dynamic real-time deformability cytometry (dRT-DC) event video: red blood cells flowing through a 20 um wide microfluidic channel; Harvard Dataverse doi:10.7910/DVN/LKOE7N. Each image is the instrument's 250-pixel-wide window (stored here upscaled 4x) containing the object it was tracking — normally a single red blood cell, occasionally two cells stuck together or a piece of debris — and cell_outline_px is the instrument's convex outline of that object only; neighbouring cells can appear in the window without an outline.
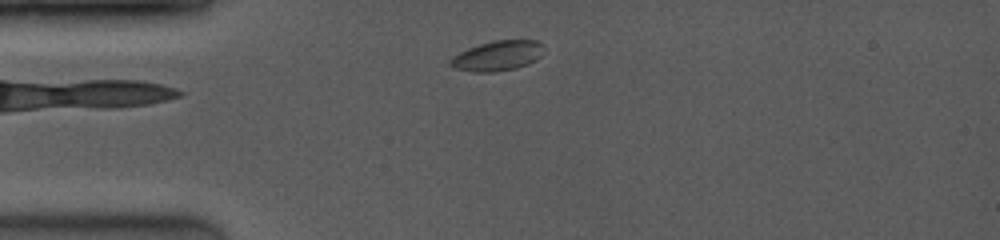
{"species": "common noctule bat (a hibernating species)", "species_latin": "Nyctalus noctula", "temperature_condition": "room temperature", "stored_images_in_passage": 47, "camera_frame_rate_fps": 4000, "um_per_image_px": 0.085, "animal": {"sex": "female", "body_mass_g": 19.0, "forearm_length_mm": 53.3}, "frame": {"image": 1, "passage_image": 1, "time_ms": 0.0, "image_size_px": [1000, 240], "cell_outline_px": [[544, 44], [540, 56], [536, 60], [528, 64], [516, 68], [496, 72], [472, 72], [452, 68], [448, 64], [448, 60], [452, 56], [468, 48], [492, 40], [540, 40]], "centroid_in_image_um": [42.26, 4.74], "position_along_channel_um": 42.7, "area_um2": 16.65}}
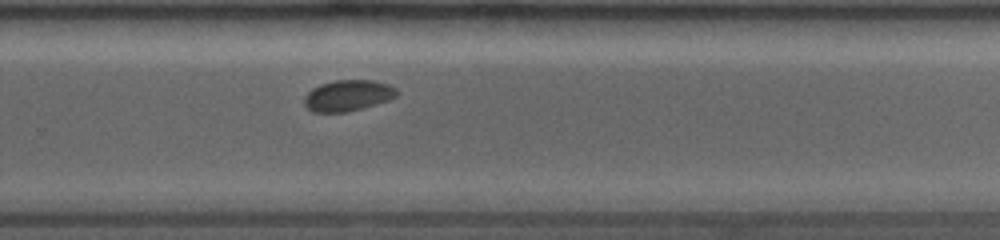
{"frame": {"image": 2, "passage_image": 29, "time_ms": 7.0, "image_size_px": [1000, 240], "cell_outline_px": [[396, 96], [388, 100], [364, 108], [348, 112], [312, 112], [304, 104], [304, 96], [312, 88], [320, 84], [336, 80], [372, 80], [388, 84], [396, 88]], "centroid_in_image_um": [29.55, 8.12], "position_along_channel_um": 300.3, "area_um2": 16.76}}
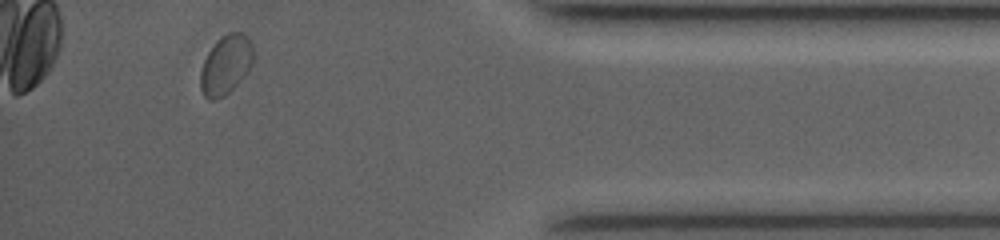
{"frame": {"image": 3, "passage_image": 43, "time_ms": 10.5, "image_size_px": [1000, 240], "cell_outline_px": [[252, 64], [244, 76], [224, 96], [216, 100], [208, 100], [204, 96], [200, 88], [200, 72], [204, 60], [208, 52], [228, 32], [240, 32], [248, 36], [252, 44]], "centroid_in_image_um": [19.18, 5.54], "position_along_channel_um": 416.0, "area_um2": 17.92}, "authors_computed_cell_mechanics": {"area_um2": 16.762, "velocity_mm_per_s": 4.0005, "shape_relaxation_time_tau1_ms": 3.8634, "shape_relaxation_time_tau2_ms": 3.5828, "deformation_change_tau1": 0.0481, "deformation_change_tau2": 0.034}}